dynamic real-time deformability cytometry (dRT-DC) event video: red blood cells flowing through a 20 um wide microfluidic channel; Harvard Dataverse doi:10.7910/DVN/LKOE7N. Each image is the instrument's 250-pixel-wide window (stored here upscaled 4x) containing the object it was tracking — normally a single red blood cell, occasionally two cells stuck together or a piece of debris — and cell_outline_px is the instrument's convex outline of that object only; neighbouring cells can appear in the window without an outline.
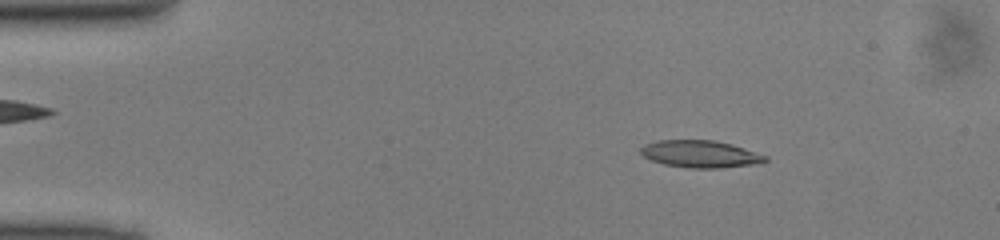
{"species": "common noctule bat (a hibernating species)", "species_latin": "Nyctalus noctula", "temperature_condition": "cold", "stored_images_in_passage": 48, "camera_frame_rate_fps": 3000, "um_per_image_px": 0.085, "animal": {"sex": "male", "body_mass_g": 13.0, "forearm_length_mm": 53.1}, "frame": {"image": 1, "passage_image": 7, "time_ms": 2.0, "image_size_px": [1000, 240], "cell_outline_px": [[768, 160], [760, 164], [720, 168], [688, 168], [664, 164], [652, 160], [644, 156], [640, 152], [640, 148], [644, 144], [656, 140], [716, 140], [732, 144], [768, 156]], "centroid_in_image_um": [59.56, 13.09], "position_along_channel_um": 25.4, "area_um2": 19.94}}
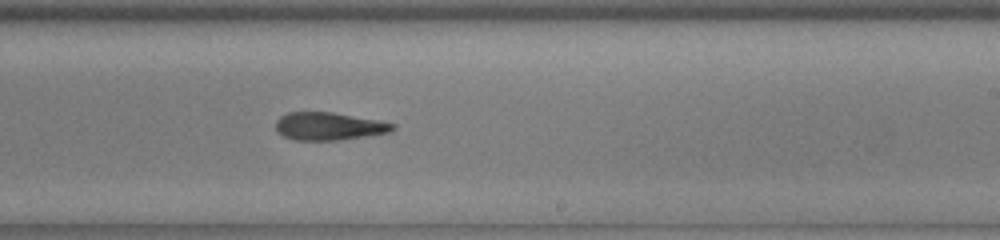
{"frame": {"image": 2, "passage_image": 29, "time_ms": 9.333, "image_size_px": [1000, 240], "cell_outline_px": [[396, 128], [392, 132], [340, 140], [292, 140], [276, 132], [276, 120], [280, 116], [288, 112], [332, 112], [380, 120], [396, 124]], "centroid_in_image_um": [27.97, 10.73], "position_along_channel_um": 261.0, "area_um2": 19.19}}
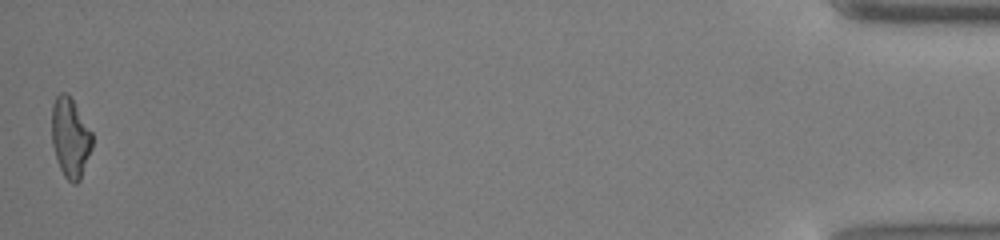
{"frame": {"image": 3, "passage_image": 48, "time_ms": 15.667, "image_size_px": [1000, 240], "cell_outline_px": [[92, 148], [80, 180], [76, 184], [72, 184], [64, 176], [56, 160], [52, 144], [52, 104], [56, 96], [60, 92], [64, 92], [72, 100], [92, 132]], "centroid_in_image_um": [5.96, 11.73], "position_along_channel_um": 429.2, "area_um2": 18.73}}